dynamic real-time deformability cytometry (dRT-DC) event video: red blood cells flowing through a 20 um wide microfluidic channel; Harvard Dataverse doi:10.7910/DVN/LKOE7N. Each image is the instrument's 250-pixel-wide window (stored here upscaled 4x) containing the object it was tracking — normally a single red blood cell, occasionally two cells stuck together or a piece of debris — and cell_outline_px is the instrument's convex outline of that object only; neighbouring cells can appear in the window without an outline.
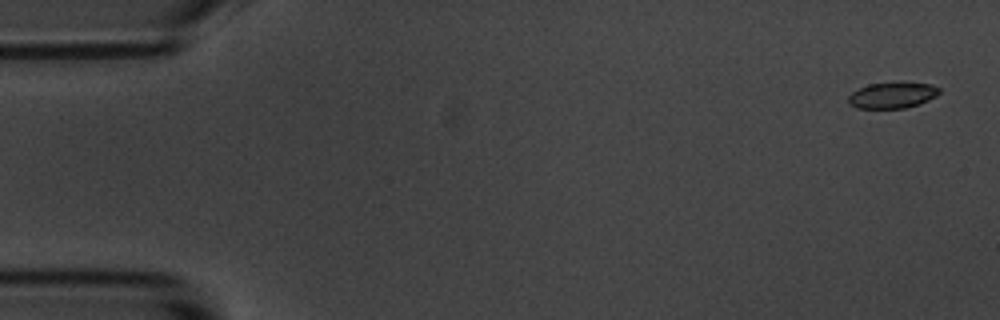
{"species": "common noctule bat (a hibernating species)", "species_latin": "Nyctalus noctula", "temperature_condition": "room temperature", "stored_images_in_passage": 4, "camera_frame_rate_fps": 3000, "um_per_image_px": 0.085, "animal": {"sex": "male", "body_mass_g": 20.1, "forearm_length_mm": 53.5}, "frame": {"image": 1, "passage_image": 1, "time_ms": 0.0, "image_size_px": [1000, 320], "cell_outline_px": [[940, 92], [936, 96], [920, 104], [904, 108], [856, 108], [848, 104], [848, 96], [852, 92], [868, 84], [932, 84], [940, 88]], "centroid_in_image_um": [75.83, 8.13], "position_along_channel_um": 9.2, "area_um2": 13.41}}